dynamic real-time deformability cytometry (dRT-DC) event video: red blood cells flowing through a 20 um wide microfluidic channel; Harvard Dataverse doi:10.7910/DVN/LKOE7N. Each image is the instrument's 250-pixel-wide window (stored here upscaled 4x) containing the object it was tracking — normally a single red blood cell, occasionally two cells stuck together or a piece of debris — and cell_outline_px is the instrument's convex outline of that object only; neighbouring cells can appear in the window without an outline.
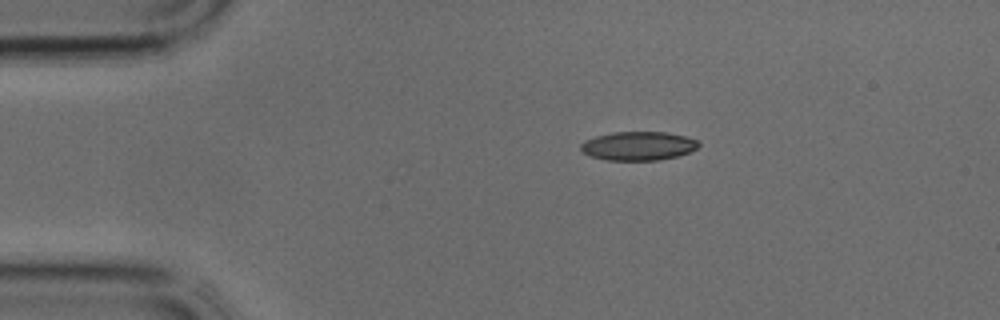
{"species": "common noctule bat (a hibernating species)", "species_latin": "Nyctalus noctula", "temperature_condition": "cold", "stored_images_in_passage": 28, "camera_frame_rate_fps": 3000, "um_per_image_px": 0.085, "animal": {"sex": "male", "body_mass_g": 17.9, "forearm_length_mm": 54.2}, "frame": {"image": 1, "passage_image": 1, "time_ms": 0.0, "image_size_px": [1000, 320], "cell_outline_px": [[700, 144], [696, 148], [688, 152], [676, 156], [656, 160], [608, 160], [592, 156], [584, 152], [580, 148], [580, 144], [584, 140], [596, 136], [612, 132], [668, 132], [688, 136], [700, 140]], "centroid_in_image_um": [54.28, 12.38], "position_along_channel_um": 30.7, "area_um2": 19.77}}
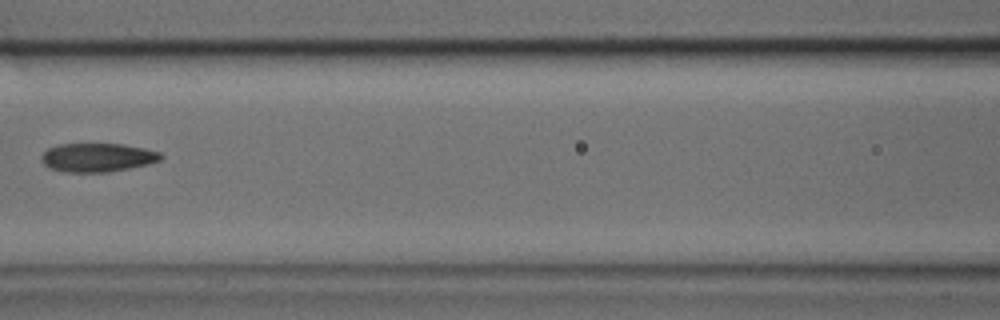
{"frame": {"image": 2, "passage_image": 11, "time_ms": 3.333, "image_size_px": [1000, 320], "cell_outline_px": [[164, 156], [160, 160], [148, 164], [108, 172], [64, 172], [48, 168], [40, 160], [40, 156], [48, 148], [60, 144], [124, 144], [144, 148], [160, 152]], "centroid_in_image_um": [8.26, 13.39], "position_along_channel_um": 158.3, "area_um2": 20.06}}
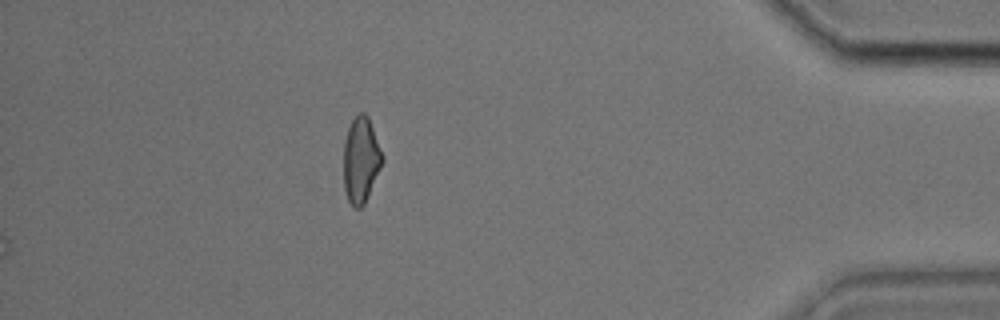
{"frame": {"image": 3, "passage_image": 28, "time_ms": 9.0, "image_size_px": [1000, 320], "cell_outline_px": [[384, 160], [364, 204], [360, 208], [356, 208], [348, 200], [344, 188], [344, 140], [348, 128], [352, 120], [360, 112], [364, 112], [368, 116], [384, 156]], "centroid_in_image_um": [30.68, 13.57], "position_along_channel_um": 404.5, "area_um2": 19.25}}